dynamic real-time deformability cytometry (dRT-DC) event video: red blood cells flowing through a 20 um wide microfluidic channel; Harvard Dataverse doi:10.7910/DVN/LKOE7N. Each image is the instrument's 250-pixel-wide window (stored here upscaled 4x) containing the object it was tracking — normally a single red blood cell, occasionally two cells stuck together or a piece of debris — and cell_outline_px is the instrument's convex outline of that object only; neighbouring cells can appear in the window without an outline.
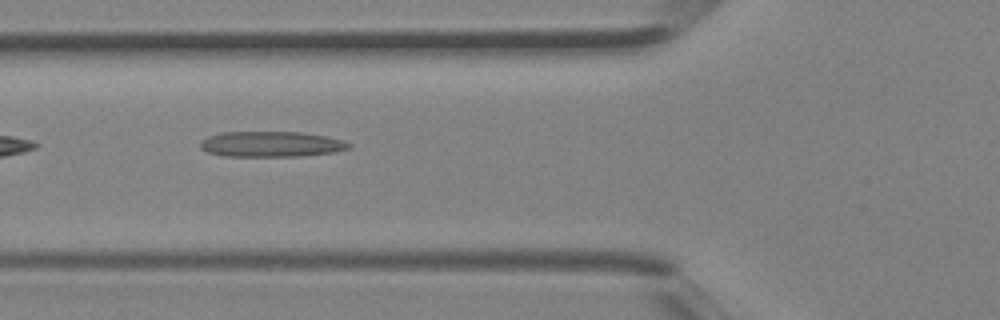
{"species": "Egyptian fruit bat (a non-hibernating species)", "species_latin": "Rousettus aegyptiacus", "temperature_condition": "room temperature", "stored_images_in_passage": 3, "camera_frame_rate_fps": 3000, "um_per_image_px": 0.085, "animal": {"sex": "female"}, "frame": {"image": 1, "passage_image": 3, "time_ms": 0.667, "image_size_px": [1000, 320], "cell_outline_px": [[352, 144], [348, 148], [332, 152], [300, 156], [224, 156], [208, 152], [200, 148], [200, 144], [208, 136], [220, 132], [304, 132], [328, 136], [344, 140]], "centroid_in_image_um": [23.07, 12.24], "position_along_channel_um": 102.7, "area_um2": 22.08}}